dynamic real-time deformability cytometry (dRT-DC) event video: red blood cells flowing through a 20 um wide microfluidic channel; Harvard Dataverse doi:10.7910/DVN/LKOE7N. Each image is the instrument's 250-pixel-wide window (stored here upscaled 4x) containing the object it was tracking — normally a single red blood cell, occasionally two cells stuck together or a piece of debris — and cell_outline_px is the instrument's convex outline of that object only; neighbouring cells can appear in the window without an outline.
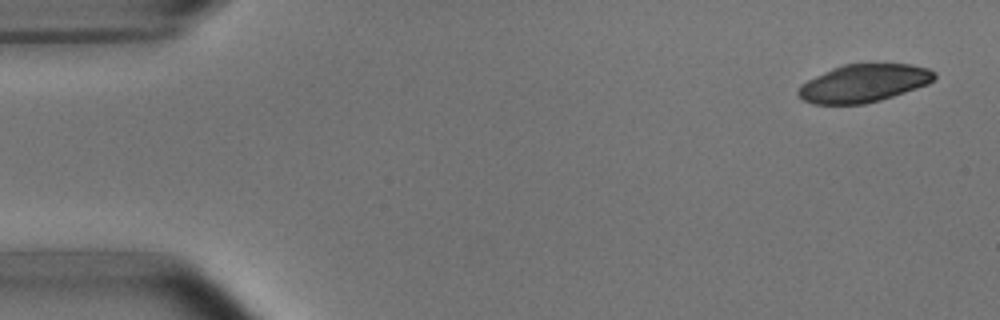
{"species": "common noctule bat (a hibernating species)", "species_latin": "Nyctalus noctula", "temperature_condition": "room temperature", "stored_images_in_passage": 5, "camera_frame_rate_fps": 3000, "um_per_image_px": 0.085, "animal": {"sex": "male", "body_mass_g": 15.6}, "frame": {"image": 1, "passage_image": 1, "time_ms": 0.0, "image_size_px": [1000, 320], "cell_outline_px": [[936, 76], [928, 84], [880, 100], [864, 104], [816, 104], [804, 100], [796, 92], [800, 84], [832, 68], [844, 64], [908, 64], [928, 68], [936, 72]], "centroid_in_image_um": [73.41, 7.07], "position_along_channel_um": 11.6, "area_um2": 29.77}}